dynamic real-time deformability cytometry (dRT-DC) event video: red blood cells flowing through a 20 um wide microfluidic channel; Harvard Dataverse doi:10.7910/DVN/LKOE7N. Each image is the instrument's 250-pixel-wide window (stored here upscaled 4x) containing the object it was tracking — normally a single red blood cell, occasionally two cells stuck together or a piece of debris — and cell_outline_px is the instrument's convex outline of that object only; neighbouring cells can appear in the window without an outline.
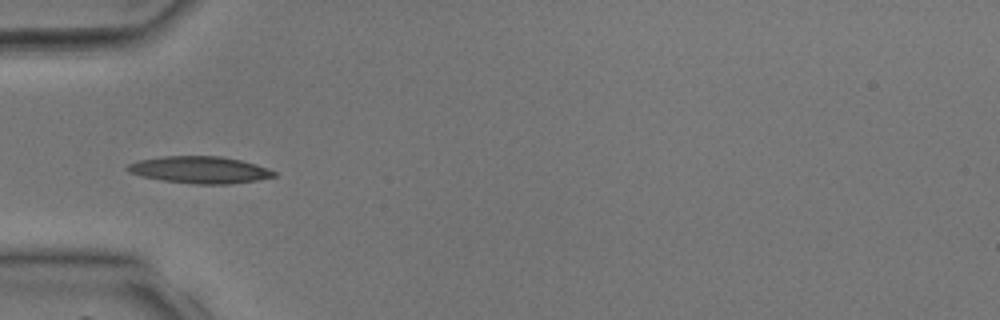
{"species": "common noctule bat (a hibernating species)", "species_latin": "Nyctalus noctula", "temperature_condition": "room temperature", "stored_images_in_passage": 37, "camera_frame_rate_fps": 3000, "um_per_image_px": 0.085, "animal": {"sex": "male", "body_mass_g": 17.9, "forearm_length_mm": 54.2}, "frame": {"image": 1, "passage_image": 11, "time_ms": 3.333, "image_size_px": [1000, 320], "cell_outline_px": [[276, 176], [256, 180], [228, 184], [196, 184], [164, 180], [144, 176], [128, 172], [124, 168], [128, 164], [140, 160], [164, 156], [220, 156], [240, 160], [256, 164], [276, 172]], "centroid_in_image_um": [16.98, 14.43], "position_along_channel_um": 68.0, "area_um2": 22.72}}
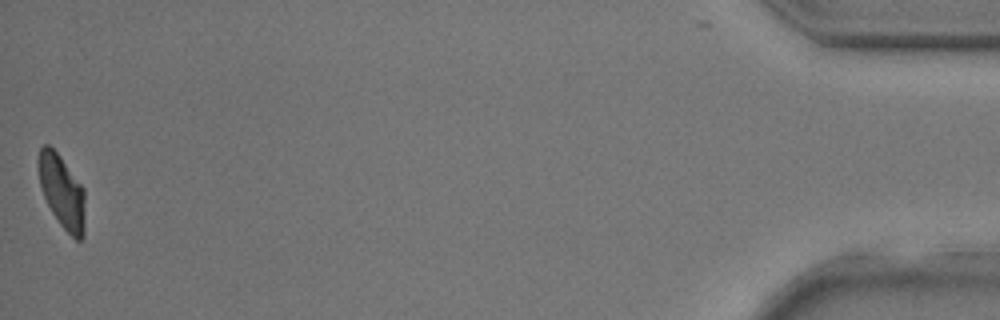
{"frame": {"image": 2, "passage_image": 37, "time_ms": 12.0, "image_size_px": [1000, 320], "cell_outline_px": [[84, 236], [80, 240], [76, 240], [60, 224], [52, 212], [44, 196], [40, 184], [36, 160], [40, 148], [44, 144], [48, 144], [60, 156], [84, 188]], "centroid_in_image_um": [5.25, 16.26], "position_along_channel_um": 430.0, "area_um2": 19.83}}